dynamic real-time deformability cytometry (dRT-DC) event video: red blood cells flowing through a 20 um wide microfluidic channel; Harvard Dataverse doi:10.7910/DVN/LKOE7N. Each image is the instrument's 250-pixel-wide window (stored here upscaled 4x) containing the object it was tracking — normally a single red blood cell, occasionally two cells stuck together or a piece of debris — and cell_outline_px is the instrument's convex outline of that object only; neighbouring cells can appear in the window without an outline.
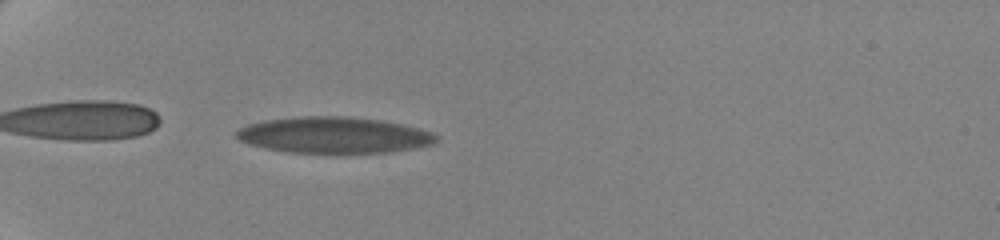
{"species": "human", "species_latin": "Homo sapiens", "temperature_condition": "cold", "stored_images_in_passage": 42, "camera_frame_rate_fps": 3000, "um_per_image_px": 0.085, "donor": {"sex": "female"}, "frame": {"image": 1, "passage_image": 2, "time_ms": 0.333, "image_size_px": [1000, 240], "cell_outline_px": [[440, 136], [432, 144], [412, 148], [388, 152], [292, 152], [268, 148], [248, 144], [240, 140], [236, 136], [236, 132], [240, 128], [248, 124], [264, 120], [300, 116], [352, 116], [380, 120], [400, 124], [432, 132]], "centroid_in_image_um": [28.37, 11.46], "position_along_channel_um": 56.6, "area_um2": 41.67}}
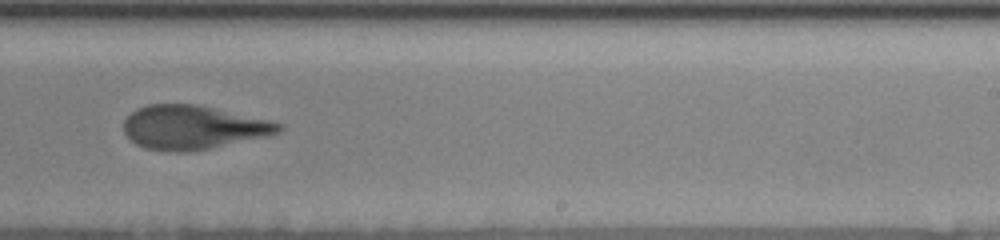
{"frame": {"image": 2, "passage_image": 23, "time_ms": 7.333, "image_size_px": [1000, 240], "cell_outline_px": [[284, 128], [280, 132], [264, 136], [208, 148], [188, 152], [164, 152], [144, 148], [136, 144], [124, 132], [124, 120], [136, 108], [148, 104], [200, 104], [268, 120], [284, 124]], "centroid_in_image_um": [16.37, 10.82], "position_along_channel_um": 272.6, "area_um2": 39.54}}
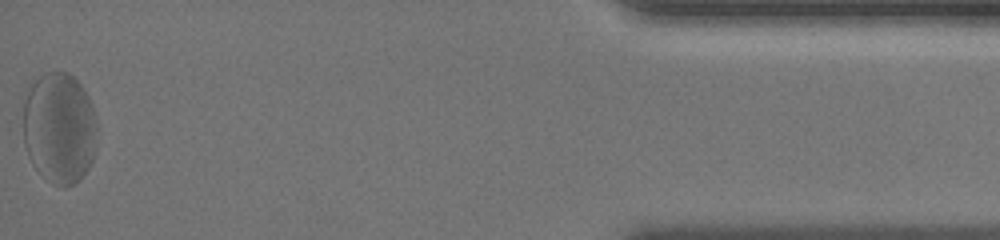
{"frame": {"image": 3, "passage_image": 42, "time_ms": 13.667, "image_size_px": [1000, 240], "cell_outline_px": [[96, 128], [92, 160], [88, 168], [80, 180], [64, 188], [52, 184], [32, 164], [28, 156], [24, 144], [20, 96], [44, 72], [68, 72], [80, 84], [88, 96], [92, 104]], "centroid_in_image_um": [4.97, 10.85], "position_along_channel_um": 430.2, "area_um2": 48.67}, "authors_computed_cell_mechanics": {"area_um2": 41.9628, "velocity_mm_per_s": 3.4575, "shape_relaxation_time_tau1_ms": 8.2821, "shape_relaxation_time_tau2_ms": 0.7317, "deformation_change_tau1": 0.2552, "deformation_change_tau2": 0.0797}}